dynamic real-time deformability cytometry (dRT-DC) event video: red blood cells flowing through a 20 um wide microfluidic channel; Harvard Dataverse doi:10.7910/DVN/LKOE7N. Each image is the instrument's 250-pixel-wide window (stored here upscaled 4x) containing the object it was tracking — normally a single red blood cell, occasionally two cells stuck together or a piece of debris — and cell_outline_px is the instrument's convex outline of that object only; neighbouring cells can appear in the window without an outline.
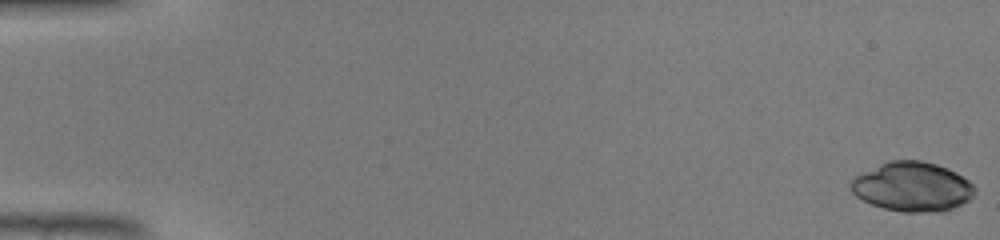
{"species": "common noctule bat (a hibernating species)", "species_latin": "Nyctalus noctula", "temperature_condition": "warm", "stored_images_in_passage": 46, "camera_frame_rate_fps": 3000, "um_per_image_px": 0.085, "animal": {"sex": "male", "body_mass_g": 19.0, "forearm_length_mm": 50.8}, "frame": {"image": 1, "passage_image": 1, "time_ms": 0.0, "image_size_px": [1000, 240], "cell_outline_px": [[976, 192], [968, 200], [944, 212], [900, 212], [884, 208], [872, 204], [856, 196], [852, 192], [848, 184], [860, 172], [888, 160], [924, 160], [948, 168], [956, 172], [968, 180], [976, 188]], "centroid_in_image_um": [77.53, 15.86], "position_along_channel_um": 7.5, "area_um2": 35.95}}